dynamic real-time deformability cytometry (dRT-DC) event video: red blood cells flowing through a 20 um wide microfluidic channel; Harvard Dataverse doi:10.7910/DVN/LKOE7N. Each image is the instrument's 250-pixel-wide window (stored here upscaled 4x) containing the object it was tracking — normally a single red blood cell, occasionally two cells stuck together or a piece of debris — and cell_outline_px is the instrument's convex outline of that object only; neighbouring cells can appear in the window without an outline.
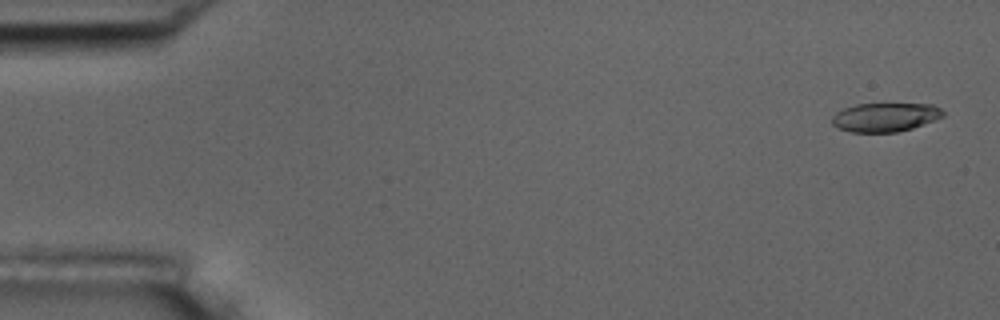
{"species": "common noctule bat (a hibernating species)", "species_latin": "Nyctalus noctula", "temperature_condition": "room temperature", "stored_images_in_passage": 5, "camera_frame_rate_fps": 3000, "um_per_image_px": 0.085, "animal": {"sex": "male", "body_mass_g": 17.5, "forearm_length_mm": 52.3}, "frame": {"image": 1, "passage_image": 1, "time_ms": 0.0, "image_size_px": [1000, 320], "cell_outline_px": [[944, 116], [912, 128], [896, 132], [852, 132], [836, 128], [832, 124], [832, 116], [836, 112], [844, 108], [856, 104], [932, 104], [940, 108], [944, 112]], "centroid_in_image_um": [75.21, 9.96], "position_along_channel_um": 9.8, "area_um2": 18.61}}
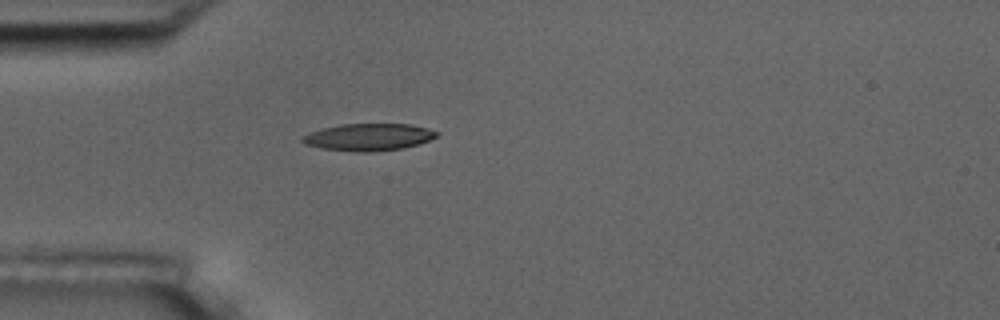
{"frame": {"image": 2, "passage_image": 5, "time_ms": 4.667, "image_size_px": [1000, 320], "cell_outline_px": [[440, 132], [436, 136], [428, 140], [404, 148], [372, 152], [356, 152], [320, 148], [304, 144], [300, 140], [300, 136], [324, 128], [340, 124], [412, 124], [428, 128]], "centroid_in_image_um": [31.31, 11.65], "position_along_channel_um": 53.7, "area_um2": 21.27}}